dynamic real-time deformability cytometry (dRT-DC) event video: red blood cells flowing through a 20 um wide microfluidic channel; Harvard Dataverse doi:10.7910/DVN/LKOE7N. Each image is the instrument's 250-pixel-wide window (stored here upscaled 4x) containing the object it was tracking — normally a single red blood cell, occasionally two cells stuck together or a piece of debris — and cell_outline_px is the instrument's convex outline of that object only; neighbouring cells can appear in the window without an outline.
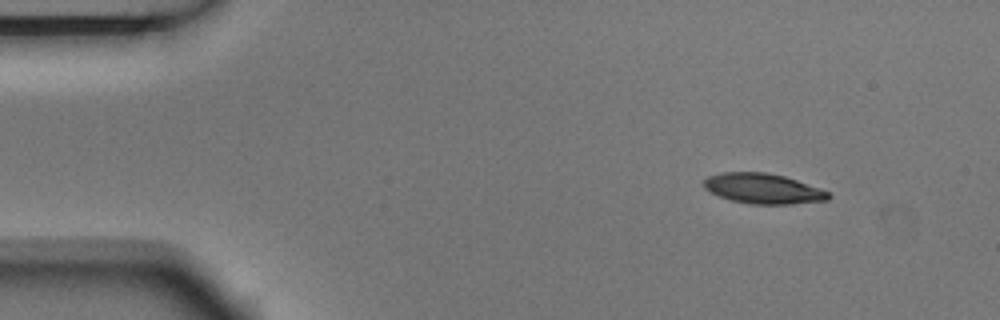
{"species": "Egyptian fruit bat (a non-hibernating species)", "species_latin": "Rousettus aegyptiacus", "temperature_condition": "room temperature", "stored_images_in_passage": 5, "camera_frame_rate_fps": 3000, "um_per_image_px": 0.085, "animal": {"sex": "male"}, "frame": {"image": 1, "passage_image": 1, "time_ms": 0.0, "image_size_px": [1000, 320], "cell_outline_px": [[832, 196], [828, 200], [792, 204], [752, 204], [732, 200], [720, 196], [704, 188], [704, 180], [708, 176], [724, 172], [764, 172], [784, 176], [796, 180], [828, 192]], "centroid_in_image_um": [64.86, 16.03], "position_along_channel_um": 20.1, "area_um2": 21.62}}
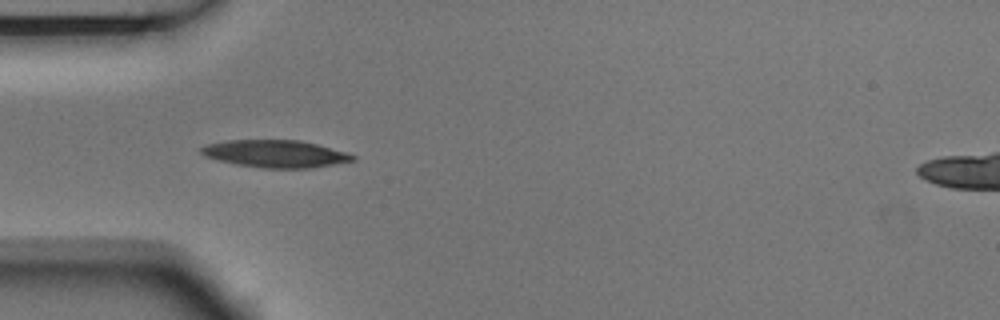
{"frame": {"image": 2, "passage_image": 4, "time_ms": 1.0, "image_size_px": [1000, 320], "cell_outline_px": [[356, 160], [312, 168], [264, 168], [236, 164], [204, 156], [200, 152], [200, 148], [208, 144], [228, 140], [300, 140], [316, 144], [344, 152], [356, 156]], "centroid_in_image_um": [23.4, 13.07], "position_along_channel_um": 61.6, "area_um2": 23.93}}
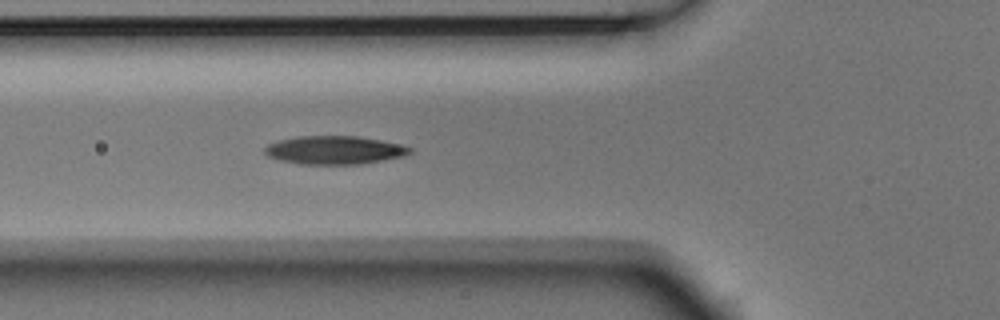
{"frame": {"image": 3, "passage_image": 5, "time_ms": 1.333, "image_size_px": [1000, 320], "cell_outline_px": [[412, 152], [404, 156], [360, 164], [300, 164], [280, 160], [268, 156], [264, 152], [264, 148], [268, 144], [280, 140], [300, 136], [360, 136], [400, 144], [412, 148]], "centroid_in_image_um": [28.44, 12.75], "position_along_channel_um": 97.4, "area_um2": 23.87}}